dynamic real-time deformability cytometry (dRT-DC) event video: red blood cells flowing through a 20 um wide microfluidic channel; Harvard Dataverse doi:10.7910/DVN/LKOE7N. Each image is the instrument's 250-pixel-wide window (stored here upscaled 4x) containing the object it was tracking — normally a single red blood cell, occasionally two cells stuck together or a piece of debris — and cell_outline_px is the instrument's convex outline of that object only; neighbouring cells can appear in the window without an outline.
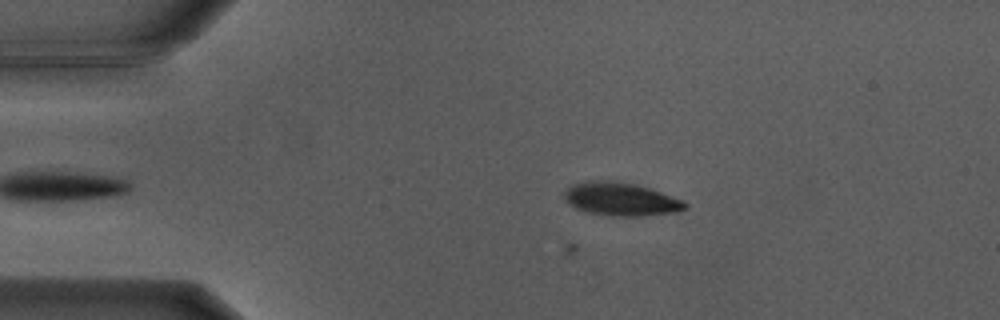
{"species": "Egyptian fruit bat (a non-hibernating species)", "species_latin": "Rousettus aegyptiacus", "temperature_condition": "warm", "stored_images_in_passage": 15, "camera_frame_rate_fps": 3000, "um_per_image_px": 0.085, "animal": {"sex": "male"}, "frame": {"image": 1, "passage_image": 1, "time_ms": 0.0, "image_size_px": [1000, 320], "cell_outline_px": [[688, 208], [676, 212], [632, 216], [616, 216], [588, 212], [576, 208], [564, 196], [564, 192], [572, 184], [584, 180], [608, 180], [636, 184], [652, 188], [684, 200], [688, 204]], "centroid_in_image_um": [52.82, 16.9], "position_along_channel_um": 32.2, "area_um2": 23.35}}
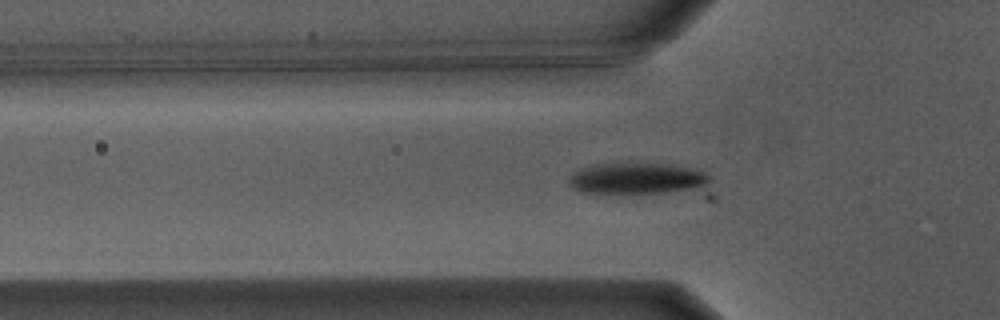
{"frame": {"image": 2, "passage_image": 8, "time_ms": 2.333, "image_size_px": [1000, 320], "cell_outline_px": [[716, 200], [708, 200], [580, 192], [572, 188], [568, 180], [572, 172], [580, 168], [600, 164], [664, 164], [688, 168], [700, 172], [708, 176]], "centroid_in_image_um": [54.66, 15.39], "position_along_channel_um": 71.1, "area_um2": 29.94}}